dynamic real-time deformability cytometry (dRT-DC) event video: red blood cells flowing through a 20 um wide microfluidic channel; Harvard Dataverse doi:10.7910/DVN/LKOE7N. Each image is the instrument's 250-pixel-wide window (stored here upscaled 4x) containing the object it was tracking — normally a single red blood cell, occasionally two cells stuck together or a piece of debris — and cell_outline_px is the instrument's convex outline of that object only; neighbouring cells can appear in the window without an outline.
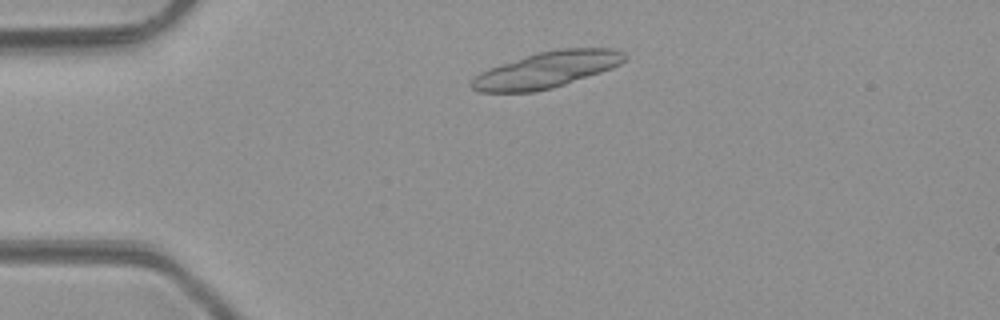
{"species": "common noctule bat (a hibernating species)", "species_latin": "Nyctalus noctula", "temperature_condition": "room temperature", "stored_images_in_passage": 2, "camera_frame_rate_fps": 3000, "um_per_image_px": 0.085, "animal": {"sex": "male", "body_mass_g": 23.1, "forearm_length_mm": 52.7}, "frame": {"image": 1, "passage_image": 1, "time_ms": 0.0, "image_size_px": [1000, 320], "cell_outline_px": [[628, 56], [620, 64], [612, 68], [552, 88], [536, 92], [476, 92], [468, 84], [480, 72], [488, 68], [536, 52], [560, 48], [616, 48], [624, 52]], "centroid_in_image_um": [46.45, 5.92], "position_along_channel_um": 38.5, "area_um2": 32.31}}